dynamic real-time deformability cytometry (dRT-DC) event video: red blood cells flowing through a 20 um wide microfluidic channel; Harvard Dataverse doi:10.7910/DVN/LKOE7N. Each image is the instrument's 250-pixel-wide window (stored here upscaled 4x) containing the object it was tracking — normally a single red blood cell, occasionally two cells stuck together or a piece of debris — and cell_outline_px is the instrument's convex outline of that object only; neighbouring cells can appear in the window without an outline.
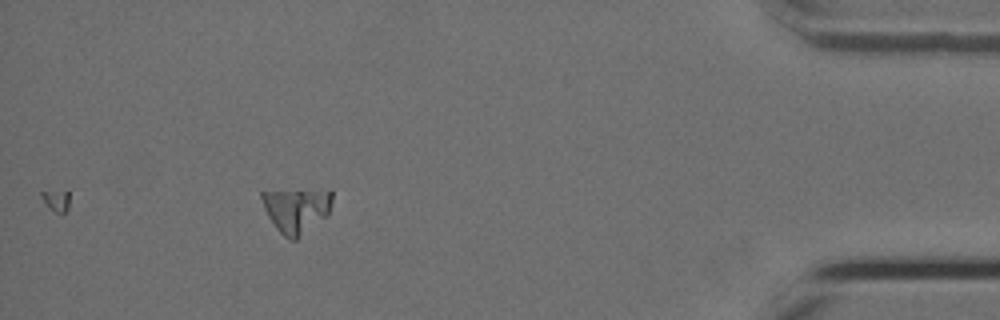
{"species": "Egyptian fruit bat (a non-hibernating species)", "species_latin": "Rousettus aegyptiacus", "temperature_condition": "cold", "stored_images_in_passage": 39, "camera_frame_rate_fps": 3000, "um_per_image_px": 0.085, "animal": {"sex": "female"}, "frame": {"image": 1, "passage_image": 39, "time_ms": 12.667, "image_size_px": [1000, 320], "cell_outline_px": [[332, 200], [328, 216], [296, 240], [288, 240], [276, 228], [268, 216], [264, 208], [260, 196], [260, 192], [332, 192]], "centroid_in_image_um": [25.18, 17.93], "position_along_channel_um": 410.0, "area_um2": 17.8}}